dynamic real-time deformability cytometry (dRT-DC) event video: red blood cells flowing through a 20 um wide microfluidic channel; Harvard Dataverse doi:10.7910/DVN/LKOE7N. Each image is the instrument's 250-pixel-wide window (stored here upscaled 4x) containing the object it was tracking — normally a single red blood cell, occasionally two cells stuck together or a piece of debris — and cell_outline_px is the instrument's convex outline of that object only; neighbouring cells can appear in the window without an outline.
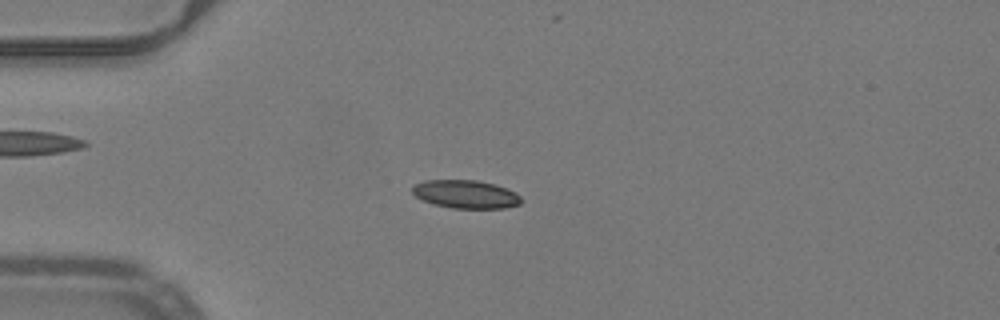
{"species": "common noctule bat (a hibernating species)", "species_latin": "Nyctalus noctula", "temperature_condition": "warm", "stored_images_in_passage": 53, "camera_frame_rate_fps": 3000, "um_per_image_px": 0.085, "animal": {"sex": "male", "body_mass_g": 19.2, "forearm_length_mm": 51.8}, "frame": {"image": 1, "passage_image": 15, "time_ms": 4.667, "image_size_px": [1000, 320], "cell_outline_px": [[524, 200], [520, 204], [504, 208], [452, 208], [432, 204], [416, 196], [412, 192], [412, 188], [416, 184], [424, 180], [476, 180], [496, 184], [508, 188], [516, 192]], "centroid_in_image_um": [39.63, 16.5], "position_along_channel_um": 45.4, "area_um2": 18.03}}
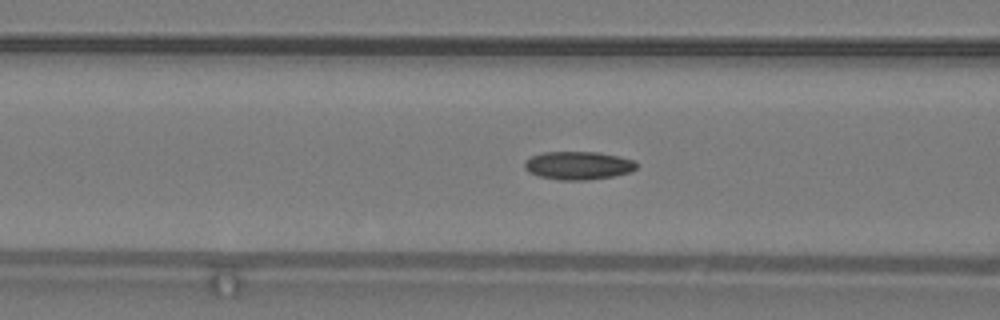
{"frame": {"image": 2, "passage_image": 22, "time_ms": 7.0, "image_size_px": [1000, 320], "cell_outline_px": [[640, 164], [632, 172], [612, 176], [588, 180], [560, 180], [540, 176], [528, 172], [524, 168], [524, 160], [532, 156], [544, 152], [600, 152], [636, 160]], "centroid_in_image_um": [49.19, 14.06], "position_along_channel_um": 117.4, "area_um2": 18.61}}
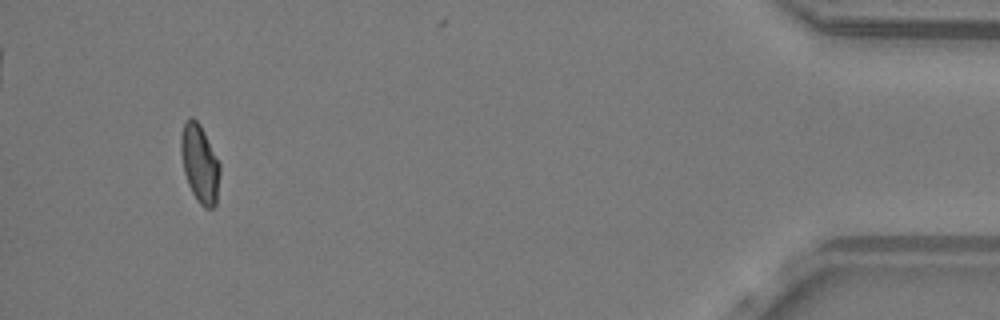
{"frame": {"image": 3, "passage_image": 50, "time_ms": 16.333, "image_size_px": [1000, 320], "cell_outline_px": [[220, 172], [216, 204], [212, 208], [204, 208], [196, 200], [188, 184], [184, 172], [180, 152], [180, 136], [184, 124], [192, 116], [200, 124], [220, 164]], "centroid_in_image_um": [16.97, 13.92], "position_along_channel_um": 418.2, "area_um2": 17.69}, "authors_computed_cell_mechanics": {"area_um2": 17.7446, "velocity_mm_per_s": 4.0001, "shape_relaxation_time_tau1_ms": null, "shape_relaxation_time_tau2_ms": 3.4718, "deformation_change_tau1": null, "deformation_change_tau2": 0.083}}